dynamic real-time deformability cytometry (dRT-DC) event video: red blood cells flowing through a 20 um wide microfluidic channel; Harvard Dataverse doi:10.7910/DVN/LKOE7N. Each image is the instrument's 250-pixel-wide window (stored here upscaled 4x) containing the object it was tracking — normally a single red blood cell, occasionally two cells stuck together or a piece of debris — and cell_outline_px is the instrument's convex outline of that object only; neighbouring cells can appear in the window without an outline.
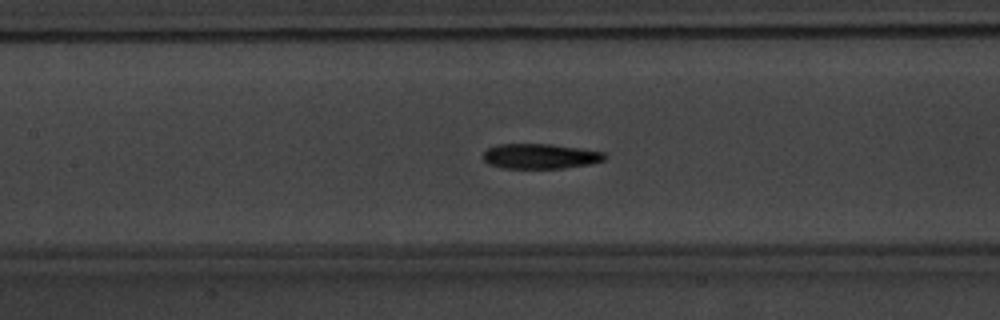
{"species": "common noctule bat (a hibernating species)", "species_latin": "Nyctalus noctula", "temperature_condition": "warm", "stored_images_in_passage": 55, "camera_frame_rate_fps": 3000, "um_per_image_px": 0.085, "animal": {"sex": "male", "body_mass_g": 20.1, "forearm_length_mm": 53.5}, "frame": {"image": 1, "passage_image": 26, "time_ms": 8.333, "image_size_px": [1000, 320], "cell_outline_px": [[608, 156], [604, 160], [592, 164], [564, 168], [504, 168], [488, 164], [484, 160], [484, 152], [488, 148], [500, 144], [552, 144], [580, 148], [604, 152]], "centroid_in_image_um": [45.96, 13.28], "position_along_channel_um": 161.4, "area_um2": 17.8}}
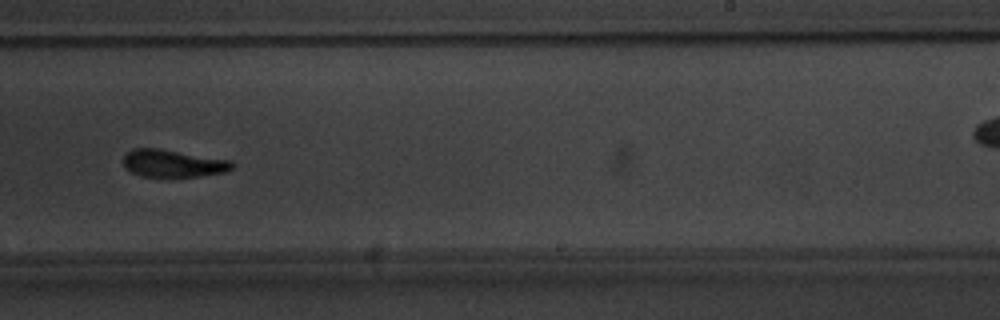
{"frame": {"image": 2, "passage_image": 35, "time_ms": 11.333, "image_size_px": [1000, 320], "cell_outline_px": [[236, 164], [228, 172], [200, 176], [140, 176], [124, 168], [124, 152], [132, 148], [160, 148], [232, 160]], "centroid_in_image_um": [14.72, 13.87], "position_along_channel_um": 274.3, "area_um2": 17.69}}
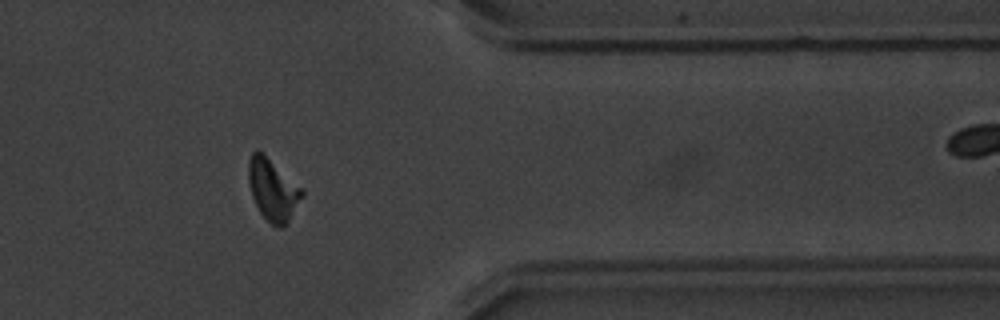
{"frame": {"image": 3, "passage_image": 45, "time_ms": 14.667, "image_size_px": [1000, 320], "cell_outline_px": [[304, 196], [288, 220], [280, 228], [276, 228], [260, 212], [252, 196], [248, 180], [248, 160], [252, 152], [256, 148], [300, 188], [304, 192]], "centroid_in_image_um": [23.15, 16.14], "position_along_channel_um": 388.2, "area_um2": 18.5}, "authors_computed_cell_mechanics": {"area_um2": 17.8602, "velocity_mm_per_s": 3.771, "shape_relaxation_time_tau1_ms": 3.2493, "shape_relaxation_time_tau2_ms": 3.1474, "deformation_change_tau1": 0.1472, "deformation_change_tau2": 0.1102}}